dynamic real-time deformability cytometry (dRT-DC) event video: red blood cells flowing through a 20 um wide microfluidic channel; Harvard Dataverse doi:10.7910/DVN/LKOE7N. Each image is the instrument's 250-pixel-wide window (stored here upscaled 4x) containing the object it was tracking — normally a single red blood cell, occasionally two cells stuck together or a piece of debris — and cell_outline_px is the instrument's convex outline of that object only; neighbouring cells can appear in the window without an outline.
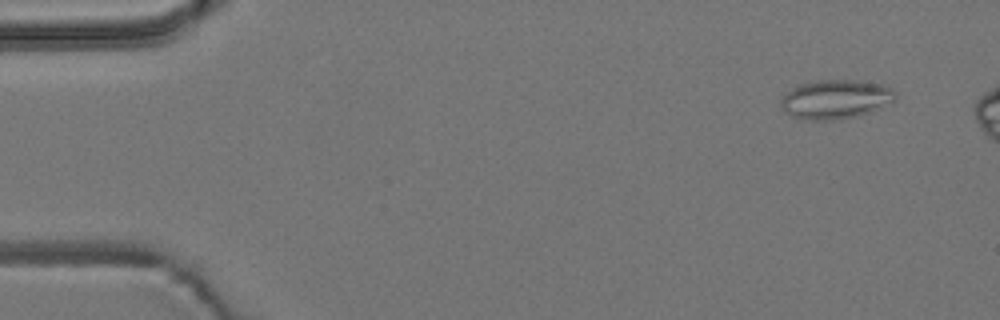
{"species": "common noctule bat (a hibernating species)", "species_latin": "Nyctalus noctula", "temperature_condition": "room temperature", "stored_images_in_passage": 7, "camera_frame_rate_fps": 3000, "um_per_image_px": 0.085, "animal": {"sex": "male", "body_mass_g": 19.2, "forearm_length_mm": 51.8}, "frame": {"image": 1, "passage_image": 1, "time_ms": 0.0, "image_size_px": [1000, 320], "cell_outline_px": [[896, 100], [872, 112], [856, 116], [832, 120], [812, 120], [792, 116], [784, 112], [780, 104], [780, 96], [796, 84], [816, 80], [856, 80], [880, 84], [892, 88], [896, 92]], "centroid_in_image_um": [71.0, 8.43], "position_along_channel_um": 14.0, "area_um2": 26.47}}
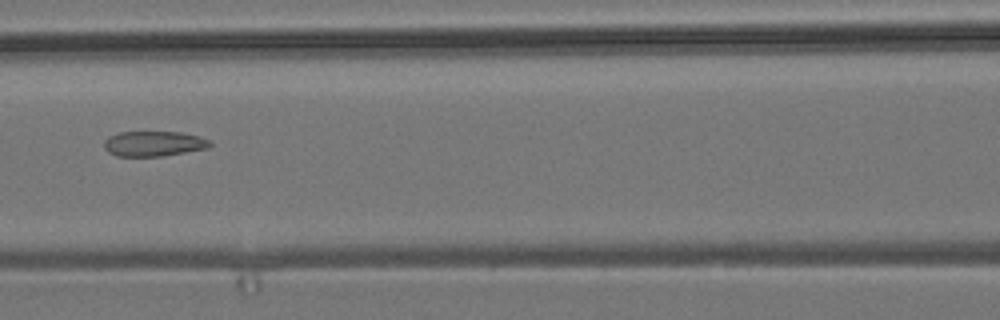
{"frame": {"image": 2, "passage_image": 7, "time_ms": 6.667, "image_size_px": [1000, 320], "cell_outline_px": [[212, 144], [208, 148], [160, 156], [116, 156], [108, 152], [104, 148], [104, 140], [108, 136], [116, 132], [180, 132], [200, 136], [208, 140]], "centroid_in_image_um": [13.02, 12.2], "position_along_channel_um": 153.6, "area_um2": 15.55}}